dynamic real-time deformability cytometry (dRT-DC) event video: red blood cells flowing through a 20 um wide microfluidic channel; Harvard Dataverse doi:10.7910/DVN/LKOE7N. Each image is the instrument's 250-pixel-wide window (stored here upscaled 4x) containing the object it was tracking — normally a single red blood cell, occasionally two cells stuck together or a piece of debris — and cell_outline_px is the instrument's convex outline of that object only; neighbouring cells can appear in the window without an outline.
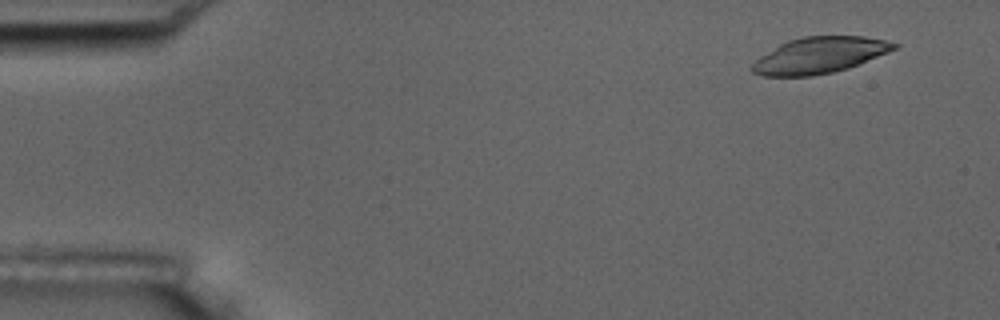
{"species": "common noctule bat (a hibernating species)", "species_latin": "Nyctalus noctula", "temperature_condition": "room temperature", "stored_images_in_passage": 7, "camera_frame_rate_fps": 3000, "um_per_image_px": 0.085, "animal": {"sex": "male", "body_mass_g": 17.5, "forearm_length_mm": 52.3}, "frame": {"image": 1, "passage_image": 1, "time_ms": 0.0, "image_size_px": [1000, 320], "cell_outline_px": [[900, 44], [896, 48], [888, 52], [848, 68], [832, 72], [812, 76], [764, 76], [752, 72], [748, 68], [760, 56], [780, 44], [788, 40], [804, 36], [864, 36], [884, 40]], "centroid_in_image_um": [69.63, 4.7], "position_along_channel_um": 15.4, "area_um2": 29.77}}
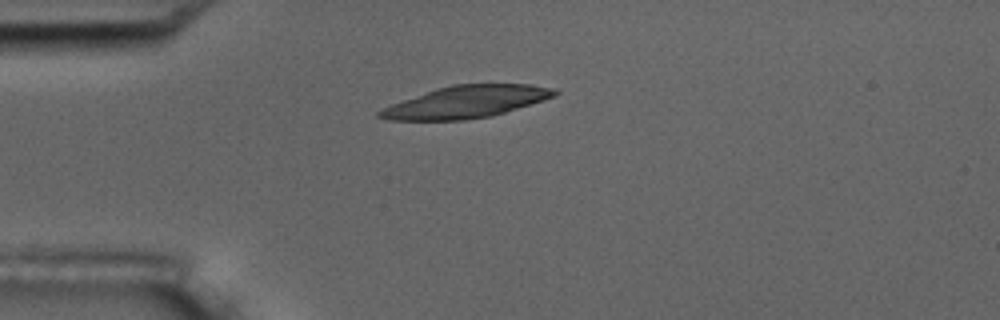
{"frame": {"image": 2, "passage_image": 3, "time_ms": 3.333, "image_size_px": [1000, 320], "cell_outline_px": [[560, 92], [556, 96], [544, 100], [492, 116], [464, 120], [392, 120], [376, 116], [376, 112], [392, 104], [436, 88], [452, 84], [528, 84], [552, 88]], "centroid_in_image_um": [39.64, 8.66], "position_along_channel_um": 45.4, "area_um2": 32.54}}